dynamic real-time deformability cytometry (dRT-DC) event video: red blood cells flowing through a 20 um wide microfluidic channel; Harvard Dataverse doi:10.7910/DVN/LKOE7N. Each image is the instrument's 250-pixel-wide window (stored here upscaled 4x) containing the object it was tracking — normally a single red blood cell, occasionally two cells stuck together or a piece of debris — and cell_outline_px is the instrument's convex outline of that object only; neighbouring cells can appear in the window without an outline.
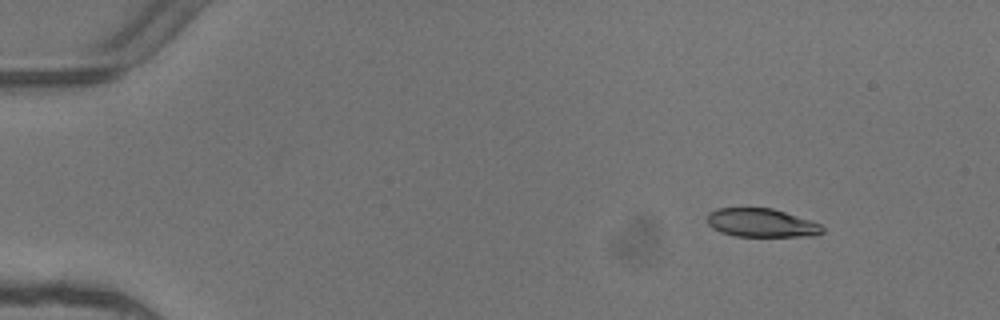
{"species": "common noctule bat (a hibernating species)", "species_latin": "Nyctalus noctula", "temperature_condition": "warm", "stored_images_in_passage": 5, "camera_frame_rate_fps": 3000, "um_per_image_px": 0.085, "animal": {"sex": "female"}, "frame": {"image": 1, "passage_image": 2, "time_ms": 0.333, "image_size_px": [1000, 320], "cell_outline_px": [[824, 232], [812, 236], [736, 236], [720, 232], [712, 228], [708, 224], [708, 212], [716, 208], [772, 208], [820, 224], [824, 228]], "centroid_in_image_um": [64.69, 18.94], "position_along_channel_um": 20.3, "area_um2": 19.02}}
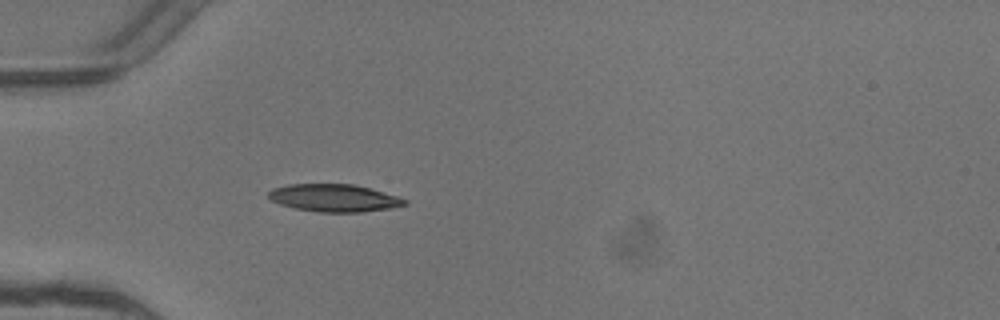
{"frame": {"image": 2, "passage_image": 5, "time_ms": 1.333, "image_size_px": [1000, 320], "cell_outline_px": [[408, 204], [388, 208], [360, 212], [320, 212], [296, 208], [280, 204], [272, 200], [268, 196], [268, 192], [272, 188], [288, 184], [352, 184], [368, 188], [396, 196], [408, 200]], "centroid_in_image_um": [28.37, 16.82], "position_along_channel_um": 56.6, "area_um2": 21.56}}